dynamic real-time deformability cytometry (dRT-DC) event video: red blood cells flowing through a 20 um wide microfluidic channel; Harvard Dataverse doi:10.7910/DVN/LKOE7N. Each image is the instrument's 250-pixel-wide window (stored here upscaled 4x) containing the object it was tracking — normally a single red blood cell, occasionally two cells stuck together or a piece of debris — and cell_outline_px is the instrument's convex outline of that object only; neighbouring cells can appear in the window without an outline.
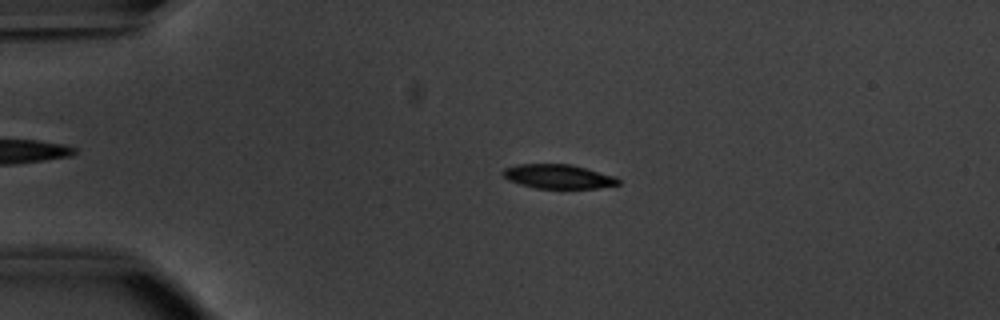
{"species": "common noctule bat (a hibernating species)", "species_latin": "Nyctalus noctula", "temperature_condition": "warm", "stored_images_in_passage": 53, "camera_frame_rate_fps": 3000, "um_per_image_px": 0.085, "animal": {"sex": "male", "body_mass_g": 20.1, "forearm_length_mm": 53.5}, "frame": {"image": 1, "passage_image": 12, "time_ms": 3.667, "image_size_px": [1000, 320], "cell_outline_px": [[620, 184], [596, 188], [536, 188], [520, 184], [508, 180], [500, 172], [504, 168], [516, 164], [572, 164], [616, 176], [620, 180]], "centroid_in_image_um": [47.45, 14.99], "position_along_channel_um": 37.6, "area_um2": 16.36}}
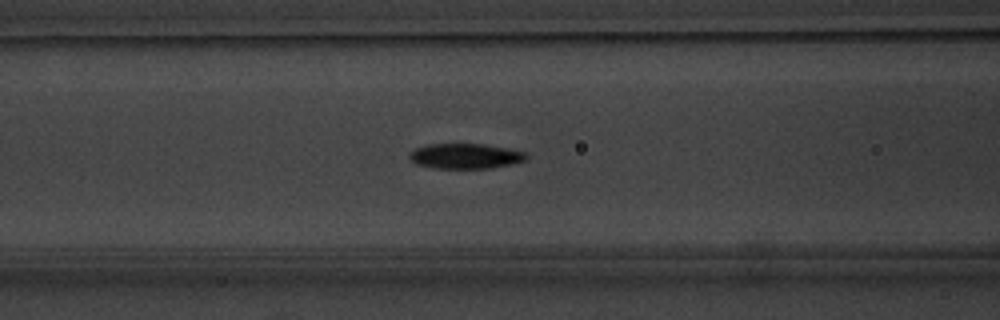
{"frame": {"image": 2, "passage_image": 22, "time_ms": 7.0, "image_size_px": [1000, 320], "cell_outline_px": [[528, 160], [512, 164], [488, 168], [432, 168], [416, 164], [408, 156], [408, 152], [416, 148], [428, 144], [484, 144], [508, 148], [528, 152]], "centroid_in_image_um": [39.59, 13.26], "position_along_channel_um": 127.0, "area_um2": 17.34}}
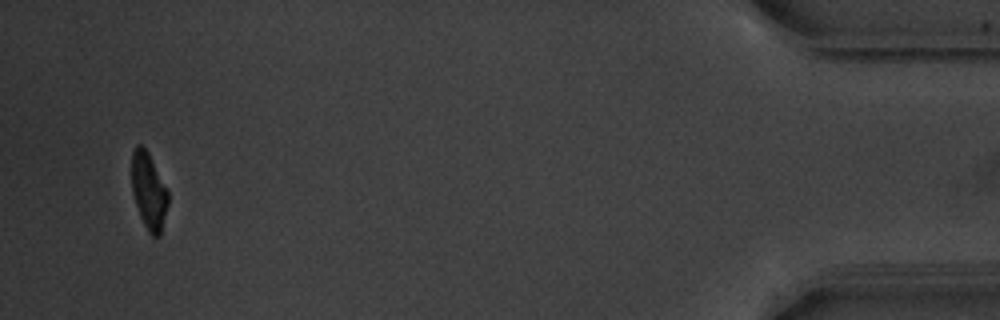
{"frame": {"image": 3, "passage_image": 51, "time_ms": 16.667, "image_size_px": [1000, 320], "cell_outline_px": [[168, 204], [160, 236], [152, 236], [148, 232], [140, 216], [132, 192], [132, 152], [136, 144], [140, 144], [148, 152], [168, 192]], "centroid_in_image_um": [12.64, 16.25], "position_along_channel_um": 422.6, "area_um2": 16.01}, "authors_computed_cell_mechanics": {"area_um2": 17.34, "velocity_mm_per_s": 3.8426, "shape_relaxation_time_tau1_ms": 2.6296, "shape_relaxation_time_tau2_ms": 3.361, "deformation_change_tau1": 0.1487, "deformation_change_tau2": 0.0665}}